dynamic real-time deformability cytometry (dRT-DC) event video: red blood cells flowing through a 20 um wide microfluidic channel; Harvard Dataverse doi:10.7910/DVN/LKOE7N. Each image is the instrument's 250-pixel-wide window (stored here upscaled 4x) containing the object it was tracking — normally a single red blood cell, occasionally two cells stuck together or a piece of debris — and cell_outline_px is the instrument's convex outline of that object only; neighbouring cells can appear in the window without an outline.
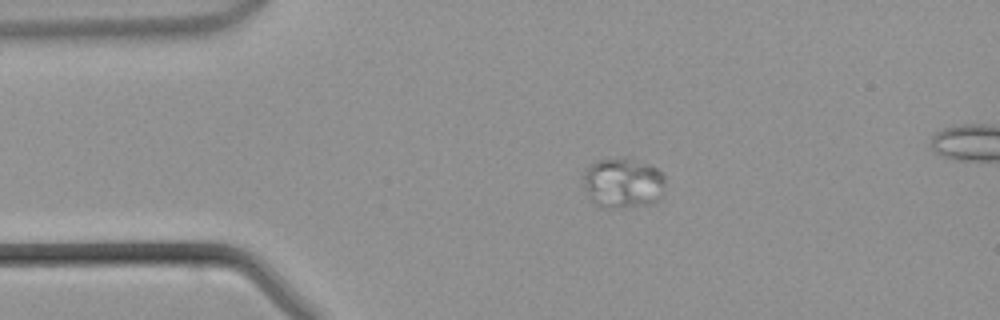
{"species": "common noctule bat (a hibernating species)", "species_latin": "Nyctalus noctula", "temperature_condition": "warm", "stored_images_in_passage": 38, "camera_frame_rate_fps": 3000, "um_per_image_px": 0.085, "animal": {"sex": "male", "body_mass_g": 21.5, "forearm_length_mm": 52.0}, "frame": {"image": 1, "passage_image": 1, "time_ms": 0.0, "image_size_px": [1000, 320], "cell_outline_px": [[664, 184], [660, 196], [652, 204], [624, 208], [600, 208], [588, 196], [584, 188], [584, 172], [596, 160], [624, 156], [628, 156], [648, 164], [656, 168], [664, 176]], "centroid_in_image_um": [52.93, 15.54], "position_along_channel_um": 32.1, "area_um2": 24.33}}
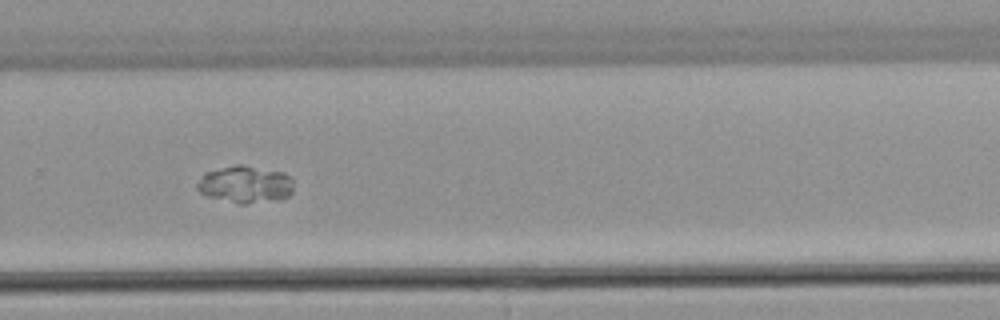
{"frame": {"image": 2, "passage_image": 22, "time_ms": 7.0, "image_size_px": [1000, 320], "cell_outline_px": [[292, 192], [288, 196], [280, 200], [248, 204], [240, 204], [204, 196], [196, 188], [196, 184], [204, 172], [236, 164], [240, 164], [284, 172], [292, 180]], "centroid_in_image_um": [20.82, 15.69], "position_along_channel_um": 309.0, "area_um2": 21.21}}
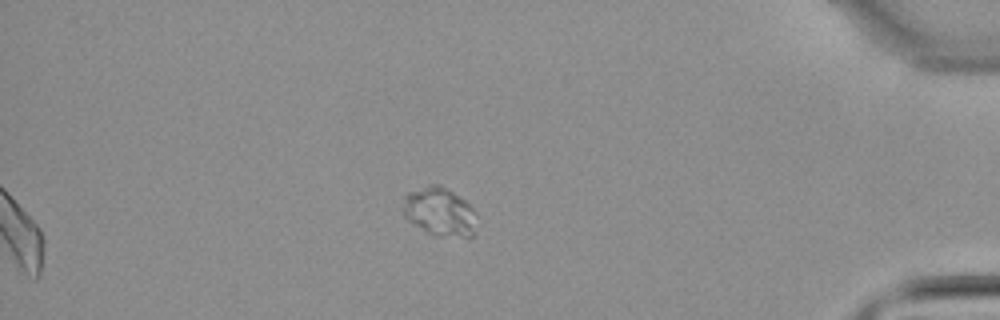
{"frame": {"image": 3, "passage_image": 31, "time_ms": 10.0, "image_size_px": [1000, 320], "cell_outline_px": [[476, 216], [472, 236], [436, 236], [428, 232], [408, 220], [404, 216], [404, 196], [408, 192], [432, 184], [440, 184], [464, 200], [476, 212]], "centroid_in_image_um": [37.36, 17.98], "position_along_channel_um": 397.8, "area_um2": 20.4}}